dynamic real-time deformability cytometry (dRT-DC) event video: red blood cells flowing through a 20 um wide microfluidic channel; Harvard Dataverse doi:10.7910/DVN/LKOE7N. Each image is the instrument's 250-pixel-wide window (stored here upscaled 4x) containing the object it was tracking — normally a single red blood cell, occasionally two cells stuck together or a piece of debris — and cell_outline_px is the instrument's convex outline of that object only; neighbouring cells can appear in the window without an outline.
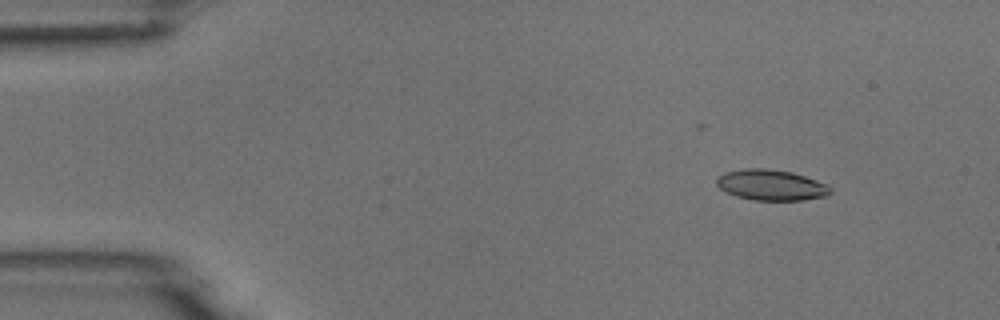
{"species": "common noctule bat (a hibernating species)", "species_latin": "Nyctalus noctula", "temperature_condition": "room temperature", "stored_images_in_passage": 6, "camera_frame_rate_fps": 3000, "um_per_image_px": 0.085, "animal": {"sex": "male", "body_mass_g": 18.8}, "frame": {"image": 1, "passage_image": 3, "time_ms": 2.333, "image_size_px": [1000, 320], "cell_outline_px": [[832, 192], [828, 196], [804, 200], [752, 200], [736, 196], [720, 188], [716, 184], [716, 176], [724, 172], [744, 168], [764, 168], [792, 172], [816, 180], [832, 188]], "centroid_in_image_um": [65.53, 15.72], "position_along_channel_um": 19.5, "area_um2": 20.46}}